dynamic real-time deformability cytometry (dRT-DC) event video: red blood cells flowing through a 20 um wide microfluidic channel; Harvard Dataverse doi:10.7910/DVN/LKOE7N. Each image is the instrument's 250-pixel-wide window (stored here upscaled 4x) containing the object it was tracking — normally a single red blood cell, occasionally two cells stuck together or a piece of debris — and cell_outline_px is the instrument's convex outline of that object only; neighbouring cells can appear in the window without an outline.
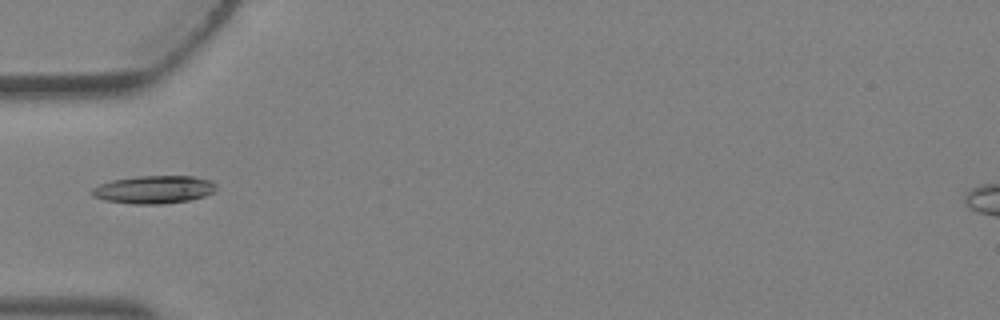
{"species": "Egyptian fruit bat (a non-hibernating species)", "species_latin": "Rousettus aegyptiacus", "temperature_condition": "warm", "stored_images_in_passage": 5, "camera_frame_rate_fps": 3000, "um_per_image_px": 0.085, "animal": {"sex": "female"}, "frame": {"image": 1, "passage_image": 5, "time_ms": 1.333, "image_size_px": [1000, 320], "cell_outline_px": [[216, 192], [204, 196], [188, 200], [164, 204], [132, 204], [104, 200], [92, 196], [92, 188], [100, 184], [112, 180], [136, 176], [192, 176], [212, 180], [216, 184]], "centroid_in_image_um": [13.11, 16.11], "position_along_channel_um": 71.9, "area_um2": 20.35}}